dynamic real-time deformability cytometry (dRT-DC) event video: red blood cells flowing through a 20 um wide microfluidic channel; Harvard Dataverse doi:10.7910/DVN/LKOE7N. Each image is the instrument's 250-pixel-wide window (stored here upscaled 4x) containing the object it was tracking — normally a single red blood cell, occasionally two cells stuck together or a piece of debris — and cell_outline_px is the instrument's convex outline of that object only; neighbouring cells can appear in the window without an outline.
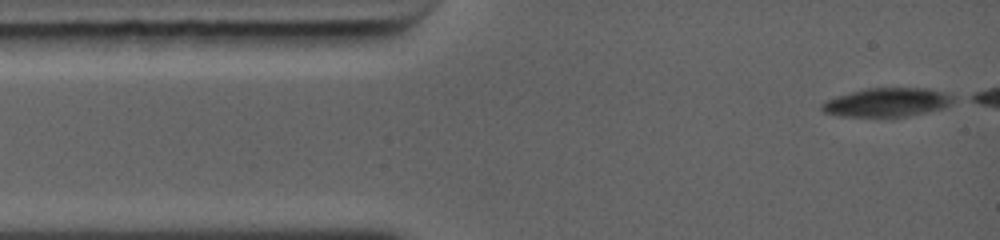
{"species": "common noctule bat (a hibernating species)", "species_latin": "Nyctalus noctula", "temperature_condition": "warm", "stored_images_in_passage": 25, "camera_frame_rate_fps": 5000, "um_per_image_px": 0.085, "animal": {"sex": "female", "body_mass_g": 19.0, "forearm_length_mm": 56.7}, "frame": {"image": 1, "passage_image": 1, "time_ms": 0.0, "image_size_px": [1000, 240], "cell_outline_px": [[956, 100], [940, 108], [924, 112], [904, 116], [844, 116], [824, 112], [820, 108], [820, 104], [828, 100], [852, 92], [868, 88], [916, 88], [940, 92], [952, 96]], "centroid_in_image_um": [75.35, 8.7], "position_along_channel_um": 9.7, "area_um2": 21.1}}
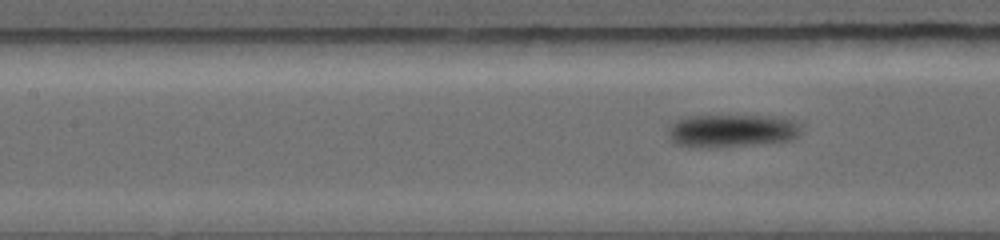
{"frame": {"image": 2, "passage_image": 13, "time_ms": 4.8, "image_size_px": [1000, 240], "cell_outline_px": [[800, 132], [792, 140], [764, 144], [716, 148], [692, 148], [672, 144], [668, 140], [668, 132], [672, 124], [676, 120], [688, 116], [716, 112], [728, 112], [784, 116], [796, 120]], "centroid_in_image_um": [62.17, 11.06], "position_along_channel_um": 145.2, "area_um2": 27.86}}
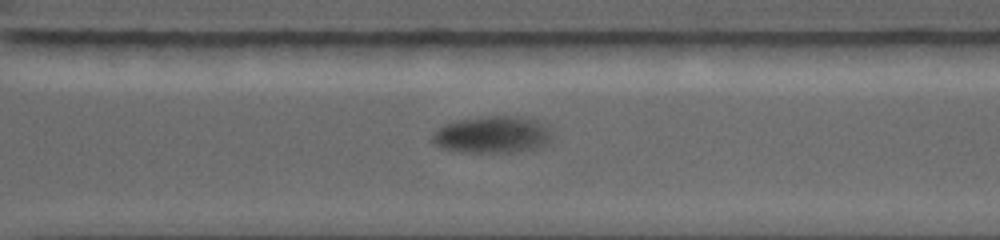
{"frame": {"image": 3, "passage_image": 24, "time_ms": 9.2, "image_size_px": [1000, 240], "cell_outline_px": [[548, 136], [540, 144], [532, 148], [512, 152], [456, 152], [440, 148], [432, 140], [432, 136], [440, 128], [448, 124], [460, 120], [476, 116], [512, 116], [532, 120], [544, 128]], "centroid_in_image_um": [41.66, 11.45], "position_along_channel_um": 328.9, "area_um2": 24.45}}